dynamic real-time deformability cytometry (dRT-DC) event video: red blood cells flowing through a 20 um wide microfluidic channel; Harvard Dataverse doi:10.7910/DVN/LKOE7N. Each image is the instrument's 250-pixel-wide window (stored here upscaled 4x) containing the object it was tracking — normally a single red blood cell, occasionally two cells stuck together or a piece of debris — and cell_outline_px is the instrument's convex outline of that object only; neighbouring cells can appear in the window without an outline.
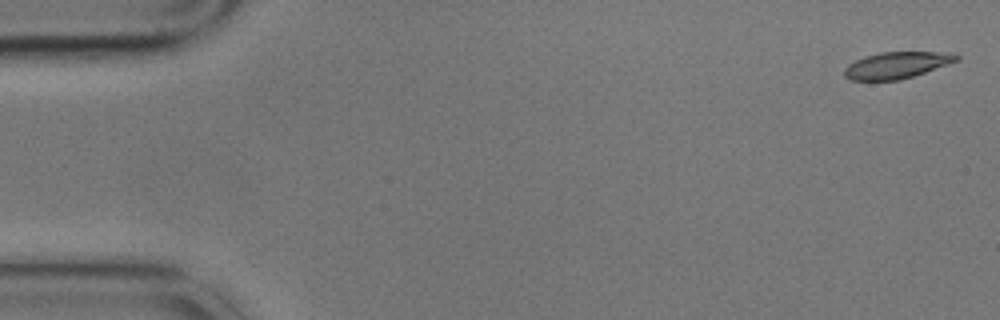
{"species": "common noctule bat (a hibernating species)", "species_latin": "Nyctalus noctula", "temperature_condition": "cold", "stored_images_in_passage": 5, "camera_frame_rate_fps": 3000, "um_per_image_px": 0.085, "animal": {"sex": "male", "body_mass_g": 17.9}, "frame": {"image": 1, "passage_image": 1, "time_ms": 0.0, "image_size_px": [1000, 320], "cell_outline_px": [[960, 60], [900, 80], [848, 80], [844, 76], [844, 68], [848, 64], [864, 56], [880, 52], [956, 52], [960, 56]], "centroid_in_image_um": [76.23, 5.53], "position_along_channel_um": 8.8, "area_um2": 17.46}}